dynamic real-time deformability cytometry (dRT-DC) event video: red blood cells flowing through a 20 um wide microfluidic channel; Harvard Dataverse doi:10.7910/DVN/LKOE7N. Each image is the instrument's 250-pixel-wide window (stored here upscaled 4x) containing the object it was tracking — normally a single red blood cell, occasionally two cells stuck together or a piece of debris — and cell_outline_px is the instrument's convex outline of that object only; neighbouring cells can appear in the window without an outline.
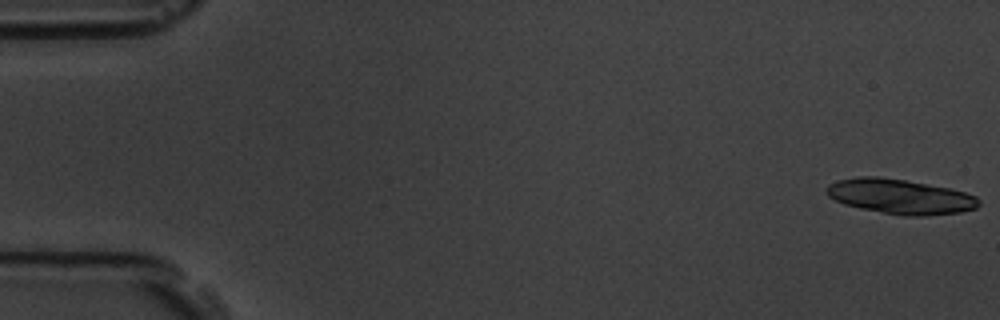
{"species": "common noctule bat (a hibernating species)", "species_latin": "Nyctalus noctula", "temperature_condition": "room temperature", "stored_images_in_passage": 5, "camera_frame_rate_fps": 3000, "um_per_image_px": 0.085, "animal": {"sex": "male", "body_mass_g": 19.5, "forearm_length_mm": 54.6}, "frame": {"image": 1, "passage_image": 1, "time_ms": 0.0, "image_size_px": [1000, 320], "cell_outline_px": [[980, 204], [976, 208], [960, 212], [924, 216], [904, 216], [860, 208], [844, 204], [828, 196], [824, 192], [824, 188], [828, 184], [836, 180], [856, 176], [880, 176], [904, 180], [948, 188], [964, 192], [976, 196], [980, 200]], "centroid_in_image_um": [76.46, 16.7], "position_along_channel_um": 8.5, "area_um2": 31.04}}